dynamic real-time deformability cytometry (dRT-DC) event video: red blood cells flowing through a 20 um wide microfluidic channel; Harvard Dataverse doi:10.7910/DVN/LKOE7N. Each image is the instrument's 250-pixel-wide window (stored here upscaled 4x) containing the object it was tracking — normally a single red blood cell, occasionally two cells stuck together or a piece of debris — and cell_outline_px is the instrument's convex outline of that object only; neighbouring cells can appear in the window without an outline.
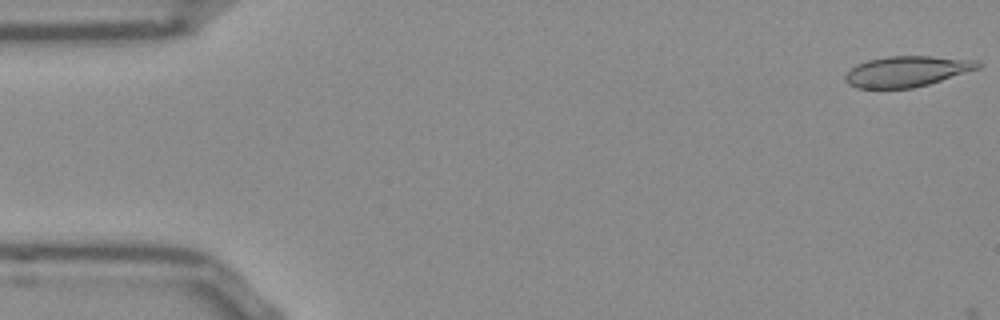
{"species": "Egyptian fruit bat (a non-hibernating species)", "species_latin": "Rousettus aegyptiacus", "temperature_condition": "room temperature", "stored_images_in_passage": 5, "camera_frame_rate_fps": 3000, "um_per_image_px": 0.085, "frame": {"image": 1, "passage_image": 1, "time_ms": 0.0, "image_size_px": [1000, 320], "cell_outline_px": [[980, 68], [928, 84], [912, 88], [856, 88], [848, 84], [844, 76], [856, 64], [868, 60], [888, 56], [932, 56], [976, 60], [980, 64]], "centroid_in_image_um": [77.07, 6.06], "position_along_channel_um": 7.9, "area_um2": 23.52}}